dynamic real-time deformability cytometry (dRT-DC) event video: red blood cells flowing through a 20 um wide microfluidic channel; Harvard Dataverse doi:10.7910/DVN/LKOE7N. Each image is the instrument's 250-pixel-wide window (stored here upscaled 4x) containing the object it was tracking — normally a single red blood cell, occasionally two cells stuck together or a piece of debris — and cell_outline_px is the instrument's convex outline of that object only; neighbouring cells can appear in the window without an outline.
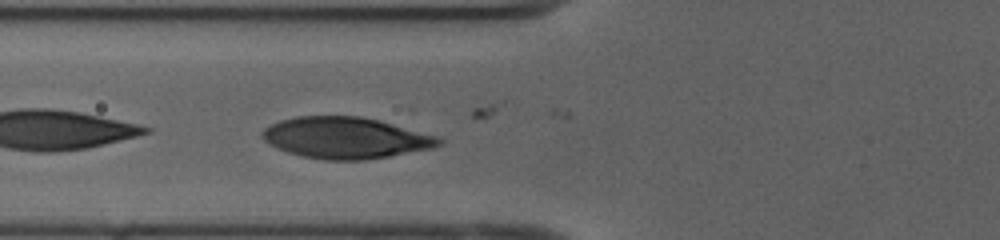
{"species": "human", "species_latin": "Homo sapiens", "temperature_condition": "cold", "stored_images_in_passage": 17, "camera_frame_rate_fps": 3000, "um_per_image_px": 0.085, "donor": {"sex": "female"}, "frame": {"image": 1, "passage_image": 2, "time_ms": 0.333, "image_size_px": [1000, 240], "cell_outline_px": [[444, 144], [432, 148], [388, 156], [364, 160], [324, 160], [304, 156], [288, 152], [276, 148], [264, 140], [260, 136], [260, 132], [264, 128], [280, 120], [296, 116], [360, 116], [380, 120], [440, 136], [444, 140]], "centroid_in_image_um": [29.4, 11.71], "position_along_channel_um": 96.4, "area_um2": 42.83}}
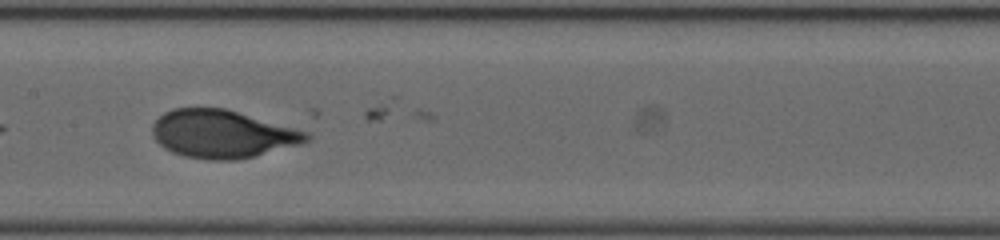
{"frame": {"image": 2, "passage_image": 9, "time_ms": 2.667, "image_size_px": [1000, 240], "cell_outline_px": [[312, 136], [304, 144], [236, 160], [208, 160], [184, 156], [172, 152], [164, 148], [156, 140], [152, 132], [152, 124], [164, 112], [172, 108], [224, 108], [308, 132]], "centroid_in_image_um": [18.89, 11.4], "position_along_channel_um": 188.5, "area_um2": 42.95}}
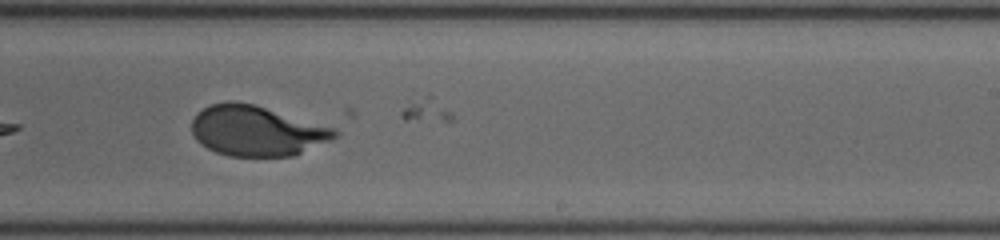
{"frame": {"image": 3, "passage_image": 15, "time_ms": 4.667, "image_size_px": [1000, 240], "cell_outline_px": [[340, 136], [292, 156], [228, 156], [216, 152], [200, 144], [196, 140], [192, 132], [192, 120], [196, 112], [208, 104], [228, 100], [232, 100], [256, 104], [332, 128], [340, 132]], "centroid_in_image_um": [21.76, 11.1], "position_along_channel_um": 267.2, "area_um2": 42.02}}